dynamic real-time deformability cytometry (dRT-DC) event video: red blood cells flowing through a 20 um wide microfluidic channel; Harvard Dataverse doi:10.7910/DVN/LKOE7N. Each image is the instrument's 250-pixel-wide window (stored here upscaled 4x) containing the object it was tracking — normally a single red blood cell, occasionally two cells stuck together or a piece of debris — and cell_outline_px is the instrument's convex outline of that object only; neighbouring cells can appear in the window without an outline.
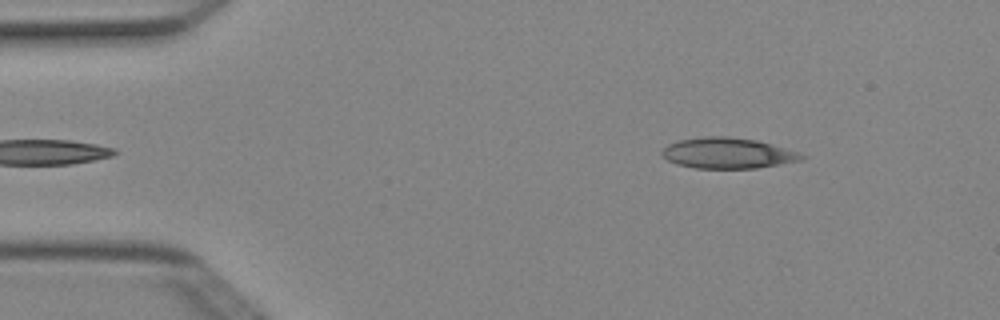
{"species": "Egyptian fruit bat (a non-hibernating species)", "species_latin": "Rousettus aegyptiacus", "temperature_condition": "cold", "stored_images_in_passage": 3, "camera_frame_rate_fps": 3000, "um_per_image_px": 0.085, "animal": {"sex": "female"}, "frame": {"image": 1, "passage_image": 3, "time_ms": 0.667, "image_size_px": [1000, 320], "cell_outline_px": [[808, 156], [800, 160], [756, 168], [696, 168], [676, 164], [668, 160], [660, 152], [668, 144], [680, 140], [708, 136], [724, 136], [756, 140], [772, 144], [800, 152]], "centroid_in_image_um": [61.87, 13.01], "position_along_channel_um": 23.1, "area_um2": 24.8}}